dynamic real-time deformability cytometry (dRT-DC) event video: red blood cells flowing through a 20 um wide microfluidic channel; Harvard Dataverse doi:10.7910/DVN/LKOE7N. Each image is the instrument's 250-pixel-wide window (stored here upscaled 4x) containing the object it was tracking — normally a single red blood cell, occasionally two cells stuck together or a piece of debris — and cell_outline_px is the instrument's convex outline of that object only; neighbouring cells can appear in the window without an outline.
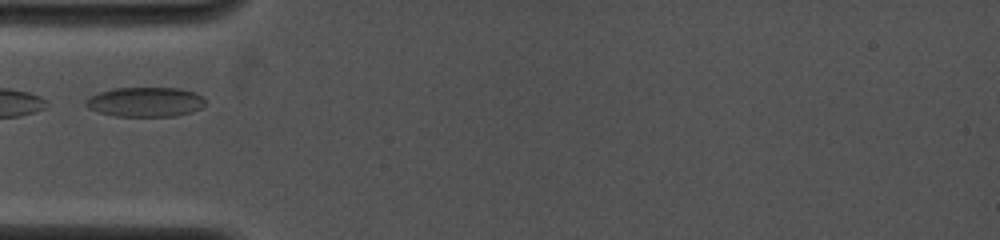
{"species": "common noctule bat (a hibernating species)", "species_latin": "Nyctalus noctula", "temperature_condition": "cold", "stored_images_in_passage": 9, "camera_frame_rate_fps": 4000, "um_per_image_px": 0.085, "animal": {"sex": "female", "body_mass_g": 19.0, "forearm_length_mm": 53.3}, "frame": {"image": 1, "passage_image": 1, "time_ms": 0.0, "image_size_px": [1000, 240], "cell_outline_px": [[204, 104], [200, 108], [192, 112], [176, 116], [116, 116], [100, 112], [88, 108], [84, 104], [84, 100], [88, 96], [112, 88], [180, 88], [192, 92], [200, 96], [204, 100]], "centroid_in_image_um": [12.3, 8.66], "position_along_channel_um": 72.7, "area_um2": 20.58}}
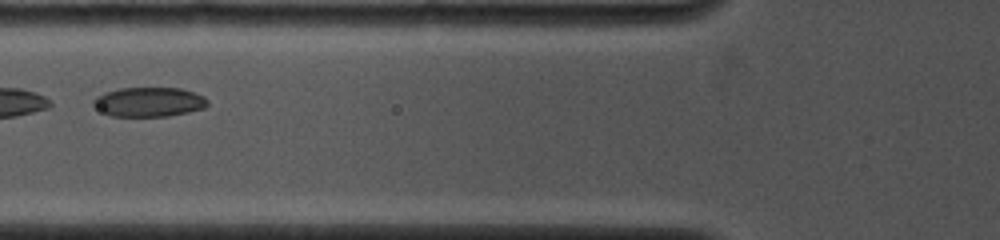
{"frame": {"image": 2, "passage_image": 3, "time_ms": 1.0, "image_size_px": [1000, 240], "cell_outline_px": [[208, 104], [204, 108], [188, 112], [168, 116], [112, 116], [92, 108], [92, 100], [96, 96], [104, 92], [120, 88], [180, 88], [204, 96], [208, 100]], "centroid_in_image_um": [12.61, 8.67], "position_along_channel_um": 113.2, "area_um2": 19.77}}
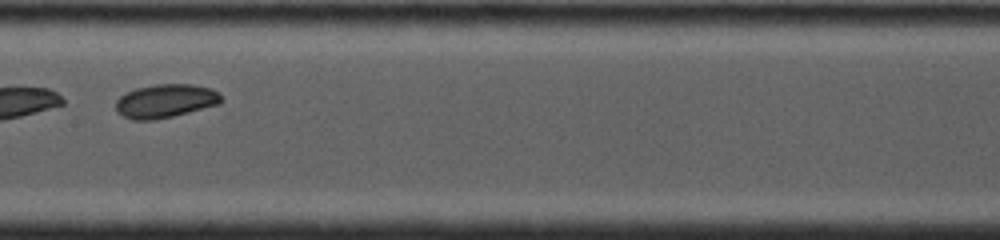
{"frame": {"image": 3, "passage_image": 6, "time_ms": 3.0, "image_size_px": [1000, 240], "cell_outline_px": [[224, 100], [220, 104], [172, 116], [152, 120], [132, 120], [116, 112], [116, 100], [124, 92], [136, 88], [156, 84], [192, 84], [212, 88], [220, 92]], "centroid_in_image_um": [14.08, 8.57], "position_along_channel_um": 193.3, "area_um2": 20.87}}